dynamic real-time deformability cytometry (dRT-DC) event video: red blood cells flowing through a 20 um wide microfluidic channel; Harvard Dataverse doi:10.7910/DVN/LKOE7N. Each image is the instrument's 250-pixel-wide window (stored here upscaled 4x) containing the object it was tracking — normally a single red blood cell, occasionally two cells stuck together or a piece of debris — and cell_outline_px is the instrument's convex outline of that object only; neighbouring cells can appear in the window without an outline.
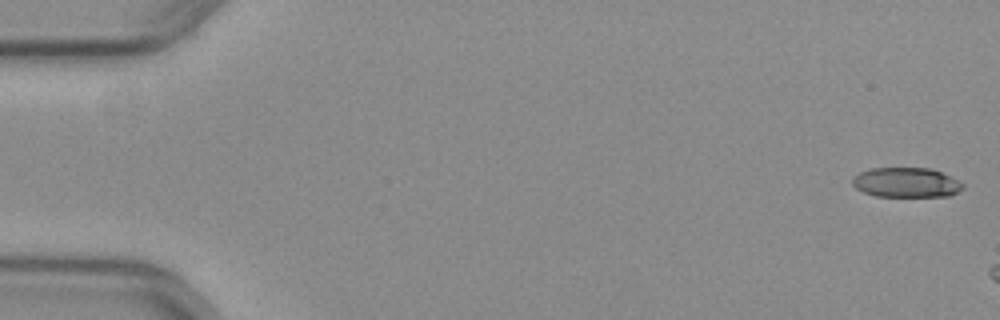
{"species": "common noctule bat (a hibernating species)", "species_latin": "Nyctalus noctula", "temperature_condition": "warm", "stored_images_in_passage": 10, "camera_frame_rate_fps": 3000, "um_per_image_px": 0.085, "animal": {"sex": "female", "body_mass_g": 29.2, "forearm_length_mm": 56.3}, "frame": {"image": 1, "passage_image": 1, "time_ms": 0.0, "image_size_px": [1000, 320], "cell_outline_px": [[964, 188], [948, 196], [876, 196], [864, 192], [856, 188], [852, 184], [852, 176], [860, 172], [872, 168], [932, 168], [964, 184]], "centroid_in_image_um": [76.99, 15.51], "position_along_channel_um": 8.0, "area_um2": 19.02}}